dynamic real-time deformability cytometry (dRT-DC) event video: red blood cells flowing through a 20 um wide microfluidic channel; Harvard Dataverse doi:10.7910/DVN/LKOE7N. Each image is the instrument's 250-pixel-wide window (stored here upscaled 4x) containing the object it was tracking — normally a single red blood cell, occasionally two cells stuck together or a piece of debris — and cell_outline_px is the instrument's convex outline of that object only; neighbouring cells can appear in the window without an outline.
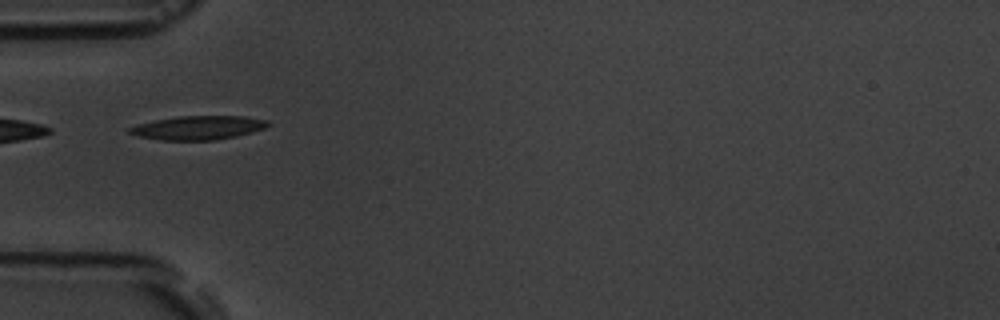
{"species": "common noctule bat (a hibernating species)", "species_latin": "Nyctalus noctula", "temperature_condition": "room temperature", "stored_images_in_passage": 5, "camera_frame_rate_fps": 3000, "um_per_image_px": 0.085, "animal": {"sex": "male", "body_mass_g": 19.5, "forearm_length_mm": 54.6}, "frame": {"image": 1, "passage_image": 3, "time_ms": 3.0, "image_size_px": [1000, 320], "cell_outline_px": [[272, 124], [264, 128], [252, 132], [236, 136], [216, 140], [160, 140], [140, 136], [128, 132], [124, 128], [136, 124], [176, 116], [244, 116], [268, 120]], "centroid_in_image_um": [16.83, 10.85], "position_along_channel_um": 68.2, "area_um2": 19.36}}
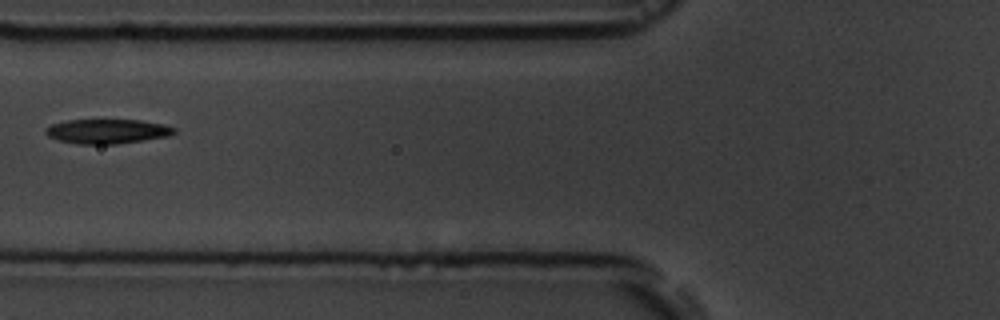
{"frame": {"image": 2, "passage_image": 4, "time_ms": 4.333, "image_size_px": [1000, 320], "cell_outline_px": [[176, 132], [168, 136], [144, 140], [116, 144], [80, 144], [60, 140], [48, 136], [44, 132], [44, 128], [52, 124], [68, 120], [140, 120], [164, 124], [176, 128]], "centroid_in_image_um": [9.13, 11.16], "position_along_channel_um": 116.7, "area_um2": 18.32}}
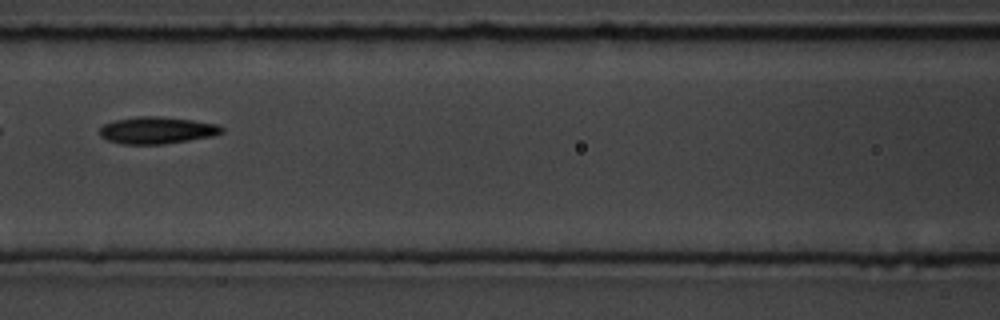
{"frame": {"image": 3, "passage_image": 5, "time_ms": 5.333, "image_size_px": [1000, 320], "cell_outline_px": [[224, 132], [212, 136], [164, 144], [120, 144], [108, 140], [100, 136], [100, 128], [104, 124], [116, 120], [136, 116], [160, 116], [192, 120], [220, 124], [224, 128]], "centroid_in_image_um": [13.36, 11.07], "position_along_channel_um": 153.2, "area_um2": 19.25}}